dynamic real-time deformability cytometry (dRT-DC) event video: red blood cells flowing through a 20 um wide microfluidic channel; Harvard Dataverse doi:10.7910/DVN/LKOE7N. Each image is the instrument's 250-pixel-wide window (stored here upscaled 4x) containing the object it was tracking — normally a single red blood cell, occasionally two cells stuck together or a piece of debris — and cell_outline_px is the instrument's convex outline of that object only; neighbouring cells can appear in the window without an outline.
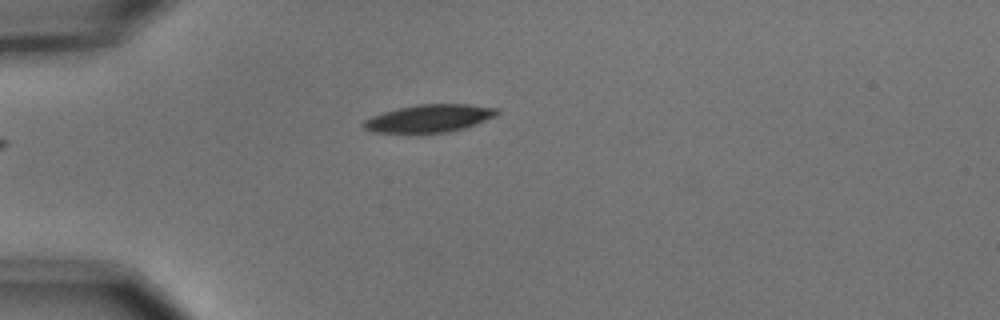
{"species": "common noctule bat (a hibernating species)", "species_latin": "Nyctalus noctula", "temperature_condition": "cold", "stored_images_in_passage": 4, "camera_frame_rate_fps": 3000, "um_per_image_px": 0.085, "animal": {"sex": "male", "body_mass_g": 15.6}, "frame": {"image": 1, "passage_image": 1, "time_ms": 0.0, "image_size_px": [1000, 320], "cell_outline_px": [[500, 112], [496, 116], [476, 124], [464, 128], [448, 132], [416, 136], [408, 136], [372, 132], [364, 128], [360, 124], [364, 120], [372, 116], [384, 112], [416, 104], [468, 104], [500, 108]], "centroid_in_image_um": [36.44, 10.12], "position_along_channel_um": 48.6, "area_um2": 22.66}}
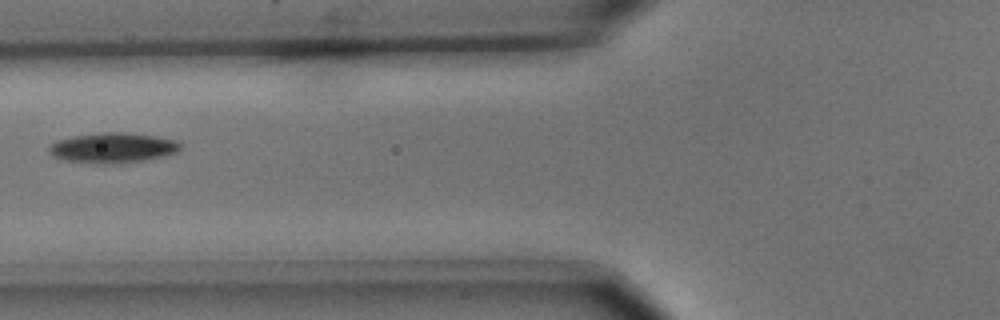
{"frame": {"image": 2, "passage_image": 3, "time_ms": 0.667, "image_size_px": [1000, 320], "cell_outline_px": [[180, 148], [176, 152], [164, 156], [144, 160], [112, 164], [96, 164], [68, 160], [52, 156], [48, 152], [48, 144], [56, 140], [72, 136], [100, 132], [124, 132], [156, 136], [176, 140], [180, 144]], "centroid_in_image_um": [9.53, 12.56], "position_along_channel_um": 116.3, "area_um2": 23.24}}